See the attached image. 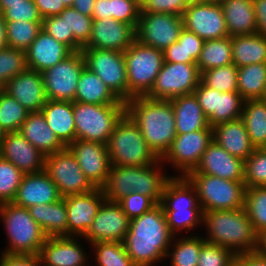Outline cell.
Instances as JSON below:
<instances>
[{
	"label": "cell",
	"instance_id": "db71d44e",
	"mask_svg": "<svg viewBox=\"0 0 266 266\" xmlns=\"http://www.w3.org/2000/svg\"><path fill=\"white\" fill-rule=\"evenodd\" d=\"M118 203L130 220L141 216L158 205L152 198L136 192L123 197Z\"/></svg>",
	"mask_w": 266,
	"mask_h": 266
},
{
	"label": "cell",
	"instance_id": "277c9868",
	"mask_svg": "<svg viewBox=\"0 0 266 266\" xmlns=\"http://www.w3.org/2000/svg\"><path fill=\"white\" fill-rule=\"evenodd\" d=\"M160 205L174 236L201 234L203 210L194 186L185 176H172L166 182Z\"/></svg>",
	"mask_w": 266,
	"mask_h": 266
},
{
	"label": "cell",
	"instance_id": "8fae6325",
	"mask_svg": "<svg viewBox=\"0 0 266 266\" xmlns=\"http://www.w3.org/2000/svg\"><path fill=\"white\" fill-rule=\"evenodd\" d=\"M85 67L99 76L121 101H128V81L123 52L82 48Z\"/></svg>",
	"mask_w": 266,
	"mask_h": 266
},
{
	"label": "cell",
	"instance_id": "4fadbf2b",
	"mask_svg": "<svg viewBox=\"0 0 266 266\" xmlns=\"http://www.w3.org/2000/svg\"><path fill=\"white\" fill-rule=\"evenodd\" d=\"M201 81L197 64L164 62L151 91L146 97L171 100L192 94Z\"/></svg>",
	"mask_w": 266,
	"mask_h": 266
},
{
	"label": "cell",
	"instance_id": "60d3db41",
	"mask_svg": "<svg viewBox=\"0 0 266 266\" xmlns=\"http://www.w3.org/2000/svg\"><path fill=\"white\" fill-rule=\"evenodd\" d=\"M136 166L111 165L108 180L102 187L106 200L118 202L135 192Z\"/></svg>",
	"mask_w": 266,
	"mask_h": 266
},
{
	"label": "cell",
	"instance_id": "836d02e7",
	"mask_svg": "<svg viewBox=\"0 0 266 266\" xmlns=\"http://www.w3.org/2000/svg\"><path fill=\"white\" fill-rule=\"evenodd\" d=\"M74 101L95 105L126 104L113 94L99 76L86 67L82 70L76 86Z\"/></svg>",
	"mask_w": 266,
	"mask_h": 266
},
{
	"label": "cell",
	"instance_id": "4dcf8cb0",
	"mask_svg": "<svg viewBox=\"0 0 266 266\" xmlns=\"http://www.w3.org/2000/svg\"><path fill=\"white\" fill-rule=\"evenodd\" d=\"M170 102L174 111L177 134L192 133L209 127L207 117L194 93L175 97Z\"/></svg>",
	"mask_w": 266,
	"mask_h": 266
},
{
	"label": "cell",
	"instance_id": "9f6ffc18",
	"mask_svg": "<svg viewBox=\"0 0 266 266\" xmlns=\"http://www.w3.org/2000/svg\"><path fill=\"white\" fill-rule=\"evenodd\" d=\"M42 30L74 52V37L73 34H68L65 18H61L59 15L44 18Z\"/></svg>",
	"mask_w": 266,
	"mask_h": 266
},
{
	"label": "cell",
	"instance_id": "94428289",
	"mask_svg": "<svg viewBox=\"0 0 266 266\" xmlns=\"http://www.w3.org/2000/svg\"><path fill=\"white\" fill-rule=\"evenodd\" d=\"M42 18L59 15L66 8L62 0H33Z\"/></svg>",
	"mask_w": 266,
	"mask_h": 266
},
{
	"label": "cell",
	"instance_id": "bcb514c9",
	"mask_svg": "<svg viewBox=\"0 0 266 266\" xmlns=\"http://www.w3.org/2000/svg\"><path fill=\"white\" fill-rule=\"evenodd\" d=\"M244 209L259 235L266 230V187L245 190Z\"/></svg>",
	"mask_w": 266,
	"mask_h": 266
},
{
	"label": "cell",
	"instance_id": "e575fe53",
	"mask_svg": "<svg viewBox=\"0 0 266 266\" xmlns=\"http://www.w3.org/2000/svg\"><path fill=\"white\" fill-rule=\"evenodd\" d=\"M171 177L161 158L149 166H136L135 192L146 195L160 204L165 184Z\"/></svg>",
	"mask_w": 266,
	"mask_h": 266
},
{
	"label": "cell",
	"instance_id": "f35d334b",
	"mask_svg": "<svg viewBox=\"0 0 266 266\" xmlns=\"http://www.w3.org/2000/svg\"><path fill=\"white\" fill-rule=\"evenodd\" d=\"M266 86V63L238 68L237 91L244 100L262 99Z\"/></svg>",
	"mask_w": 266,
	"mask_h": 266
},
{
	"label": "cell",
	"instance_id": "ba28073f",
	"mask_svg": "<svg viewBox=\"0 0 266 266\" xmlns=\"http://www.w3.org/2000/svg\"><path fill=\"white\" fill-rule=\"evenodd\" d=\"M76 140L107 143L116 123L126 113V104L95 105L73 102Z\"/></svg>",
	"mask_w": 266,
	"mask_h": 266
},
{
	"label": "cell",
	"instance_id": "1f68e13d",
	"mask_svg": "<svg viewBox=\"0 0 266 266\" xmlns=\"http://www.w3.org/2000/svg\"><path fill=\"white\" fill-rule=\"evenodd\" d=\"M221 6L230 37L257 33L253 0H226Z\"/></svg>",
	"mask_w": 266,
	"mask_h": 266
},
{
	"label": "cell",
	"instance_id": "3957f363",
	"mask_svg": "<svg viewBox=\"0 0 266 266\" xmlns=\"http://www.w3.org/2000/svg\"><path fill=\"white\" fill-rule=\"evenodd\" d=\"M203 239L230 249L236 256L255 252L258 234L244 208L203 212Z\"/></svg>",
	"mask_w": 266,
	"mask_h": 266
},
{
	"label": "cell",
	"instance_id": "9a60e30c",
	"mask_svg": "<svg viewBox=\"0 0 266 266\" xmlns=\"http://www.w3.org/2000/svg\"><path fill=\"white\" fill-rule=\"evenodd\" d=\"M184 28L182 16L168 13L140 12L136 40L164 51L179 38Z\"/></svg>",
	"mask_w": 266,
	"mask_h": 266
},
{
	"label": "cell",
	"instance_id": "74e56055",
	"mask_svg": "<svg viewBox=\"0 0 266 266\" xmlns=\"http://www.w3.org/2000/svg\"><path fill=\"white\" fill-rule=\"evenodd\" d=\"M241 119L255 148L266 147V101L245 100Z\"/></svg>",
	"mask_w": 266,
	"mask_h": 266
},
{
	"label": "cell",
	"instance_id": "89a4df30",
	"mask_svg": "<svg viewBox=\"0 0 266 266\" xmlns=\"http://www.w3.org/2000/svg\"><path fill=\"white\" fill-rule=\"evenodd\" d=\"M256 251L261 256L266 257V230L258 235V248Z\"/></svg>",
	"mask_w": 266,
	"mask_h": 266
},
{
	"label": "cell",
	"instance_id": "9c48e42d",
	"mask_svg": "<svg viewBox=\"0 0 266 266\" xmlns=\"http://www.w3.org/2000/svg\"><path fill=\"white\" fill-rule=\"evenodd\" d=\"M203 212L244 208L245 184L207 174H187Z\"/></svg>",
	"mask_w": 266,
	"mask_h": 266
},
{
	"label": "cell",
	"instance_id": "30bf717a",
	"mask_svg": "<svg viewBox=\"0 0 266 266\" xmlns=\"http://www.w3.org/2000/svg\"><path fill=\"white\" fill-rule=\"evenodd\" d=\"M213 141V128L177 134L171 147L161 158L171 176H186L198 166L202 154Z\"/></svg>",
	"mask_w": 266,
	"mask_h": 266
},
{
	"label": "cell",
	"instance_id": "f6af8a7d",
	"mask_svg": "<svg viewBox=\"0 0 266 266\" xmlns=\"http://www.w3.org/2000/svg\"><path fill=\"white\" fill-rule=\"evenodd\" d=\"M15 98L0 88V126L7 132H18L29 115Z\"/></svg>",
	"mask_w": 266,
	"mask_h": 266
},
{
	"label": "cell",
	"instance_id": "484cf974",
	"mask_svg": "<svg viewBox=\"0 0 266 266\" xmlns=\"http://www.w3.org/2000/svg\"><path fill=\"white\" fill-rule=\"evenodd\" d=\"M62 198L55 183L42 170L37 173L24 174L12 202L20 207L29 208L37 204H50Z\"/></svg>",
	"mask_w": 266,
	"mask_h": 266
},
{
	"label": "cell",
	"instance_id": "6125c7cd",
	"mask_svg": "<svg viewBox=\"0 0 266 266\" xmlns=\"http://www.w3.org/2000/svg\"><path fill=\"white\" fill-rule=\"evenodd\" d=\"M164 62L186 63V50L178 41L172 43L163 51Z\"/></svg>",
	"mask_w": 266,
	"mask_h": 266
},
{
	"label": "cell",
	"instance_id": "003e7915",
	"mask_svg": "<svg viewBox=\"0 0 266 266\" xmlns=\"http://www.w3.org/2000/svg\"><path fill=\"white\" fill-rule=\"evenodd\" d=\"M96 0H74L72 7L81 14L92 17Z\"/></svg>",
	"mask_w": 266,
	"mask_h": 266
},
{
	"label": "cell",
	"instance_id": "4316f807",
	"mask_svg": "<svg viewBox=\"0 0 266 266\" xmlns=\"http://www.w3.org/2000/svg\"><path fill=\"white\" fill-rule=\"evenodd\" d=\"M72 53L73 51L68 46L41 30L26 50L27 67L42 73Z\"/></svg>",
	"mask_w": 266,
	"mask_h": 266
},
{
	"label": "cell",
	"instance_id": "7dc6e473",
	"mask_svg": "<svg viewBox=\"0 0 266 266\" xmlns=\"http://www.w3.org/2000/svg\"><path fill=\"white\" fill-rule=\"evenodd\" d=\"M238 68L234 64L212 68L201 73V81L220 92L237 91Z\"/></svg>",
	"mask_w": 266,
	"mask_h": 266
},
{
	"label": "cell",
	"instance_id": "e7e4bbea",
	"mask_svg": "<svg viewBox=\"0 0 266 266\" xmlns=\"http://www.w3.org/2000/svg\"><path fill=\"white\" fill-rule=\"evenodd\" d=\"M257 33L266 37V0H253Z\"/></svg>",
	"mask_w": 266,
	"mask_h": 266
},
{
	"label": "cell",
	"instance_id": "5bb4252c",
	"mask_svg": "<svg viewBox=\"0 0 266 266\" xmlns=\"http://www.w3.org/2000/svg\"><path fill=\"white\" fill-rule=\"evenodd\" d=\"M84 68L83 55L77 51L43 71L41 75L47 99L74 102L76 86Z\"/></svg>",
	"mask_w": 266,
	"mask_h": 266
},
{
	"label": "cell",
	"instance_id": "7402d4cb",
	"mask_svg": "<svg viewBox=\"0 0 266 266\" xmlns=\"http://www.w3.org/2000/svg\"><path fill=\"white\" fill-rule=\"evenodd\" d=\"M136 40V28L113 18L94 20L91 36L83 48L124 52Z\"/></svg>",
	"mask_w": 266,
	"mask_h": 266
},
{
	"label": "cell",
	"instance_id": "34e18365",
	"mask_svg": "<svg viewBox=\"0 0 266 266\" xmlns=\"http://www.w3.org/2000/svg\"><path fill=\"white\" fill-rule=\"evenodd\" d=\"M202 1L221 4L223 1H226V0H202Z\"/></svg>",
	"mask_w": 266,
	"mask_h": 266
},
{
	"label": "cell",
	"instance_id": "f907efd6",
	"mask_svg": "<svg viewBox=\"0 0 266 266\" xmlns=\"http://www.w3.org/2000/svg\"><path fill=\"white\" fill-rule=\"evenodd\" d=\"M23 176L18 168L0 156V204L15 199Z\"/></svg>",
	"mask_w": 266,
	"mask_h": 266
},
{
	"label": "cell",
	"instance_id": "11a10c76",
	"mask_svg": "<svg viewBox=\"0 0 266 266\" xmlns=\"http://www.w3.org/2000/svg\"><path fill=\"white\" fill-rule=\"evenodd\" d=\"M141 12L139 0H111L112 18L137 28Z\"/></svg>",
	"mask_w": 266,
	"mask_h": 266
},
{
	"label": "cell",
	"instance_id": "03108f58",
	"mask_svg": "<svg viewBox=\"0 0 266 266\" xmlns=\"http://www.w3.org/2000/svg\"><path fill=\"white\" fill-rule=\"evenodd\" d=\"M92 17L94 20L112 18L111 0H96L94 3Z\"/></svg>",
	"mask_w": 266,
	"mask_h": 266
},
{
	"label": "cell",
	"instance_id": "8992f818",
	"mask_svg": "<svg viewBox=\"0 0 266 266\" xmlns=\"http://www.w3.org/2000/svg\"><path fill=\"white\" fill-rule=\"evenodd\" d=\"M111 165L149 166L160 158L147 145L137 124L125 113L106 143Z\"/></svg>",
	"mask_w": 266,
	"mask_h": 266
},
{
	"label": "cell",
	"instance_id": "8c879c8a",
	"mask_svg": "<svg viewBox=\"0 0 266 266\" xmlns=\"http://www.w3.org/2000/svg\"><path fill=\"white\" fill-rule=\"evenodd\" d=\"M66 7H72L74 0H62Z\"/></svg>",
	"mask_w": 266,
	"mask_h": 266
},
{
	"label": "cell",
	"instance_id": "2644e50d",
	"mask_svg": "<svg viewBox=\"0 0 266 266\" xmlns=\"http://www.w3.org/2000/svg\"><path fill=\"white\" fill-rule=\"evenodd\" d=\"M6 136V132L4 131V129L0 126V148L2 146V143L4 141V138Z\"/></svg>",
	"mask_w": 266,
	"mask_h": 266
},
{
	"label": "cell",
	"instance_id": "d590c367",
	"mask_svg": "<svg viewBox=\"0 0 266 266\" xmlns=\"http://www.w3.org/2000/svg\"><path fill=\"white\" fill-rule=\"evenodd\" d=\"M233 64L240 68L266 63V37L258 33L231 37Z\"/></svg>",
	"mask_w": 266,
	"mask_h": 266
},
{
	"label": "cell",
	"instance_id": "ab89813d",
	"mask_svg": "<svg viewBox=\"0 0 266 266\" xmlns=\"http://www.w3.org/2000/svg\"><path fill=\"white\" fill-rule=\"evenodd\" d=\"M196 64L200 73L233 64L231 37L206 40Z\"/></svg>",
	"mask_w": 266,
	"mask_h": 266
},
{
	"label": "cell",
	"instance_id": "f1b7e54d",
	"mask_svg": "<svg viewBox=\"0 0 266 266\" xmlns=\"http://www.w3.org/2000/svg\"><path fill=\"white\" fill-rule=\"evenodd\" d=\"M18 132L45 157L66 148L47 125L41 111L30 112Z\"/></svg>",
	"mask_w": 266,
	"mask_h": 266
},
{
	"label": "cell",
	"instance_id": "11e5206c",
	"mask_svg": "<svg viewBox=\"0 0 266 266\" xmlns=\"http://www.w3.org/2000/svg\"><path fill=\"white\" fill-rule=\"evenodd\" d=\"M200 1H202V0H183V2H184L186 5H188V4H192V3H194V2H200Z\"/></svg>",
	"mask_w": 266,
	"mask_h": 266
},
{
	"label": "cell",
	"instance_id": "d6a6232c",
	"mask_svg": "<svg viewBox=\"0 0 266 266\" xmlns=\"http://www.w3.org/2000/svg\"><path fill=\"white\" fill-rule=\"evenodd\" d=\"M47 237L67 236L65 199L50 204H37L27 208Z\"/></svg>",
	"mask_w": 266,
	"mask_h": 266
},
{
	"label": "cell",
	"instance_id": "a7ac6f4b",
	"mask_svg": "<svg viewBox=\"0 0 266 266\" xmlns=\"http://www.w3.org/2000/svg\"><path fill=\"white\" fill-rule=\"evenodd\" d=\"M6 21L2 13H0V50L8 46Z\"/></svg>",
	"mask_w": 266,
	"mask_h": 266
},
{
	"label": "cell",
	"instance_id": "6f0895ef",
	"mask_svg": "<svg viewBox=\"0 0 266 266\" xmlns=\"http://www.w3.org/2000/svg\"><path fill=\"white\" fill-rule=\"evenodd\" d=\"M186 4L183 0H143L141 12L168 13L182 16Z\"/></svg>",
	"mask_w": 266,
	"mask_h": 266
},
{
	"label": "cell",
	"instance_id": "8d00e7d4",
	"mask_svg": "<svg viewBox=\"0 0 266 266\" xmlns=\"http://www.w3.org/2000/svg\"><path fill=\"white\" fill-rule=\"evenodd\" d=\"M204 242L201 234L174 236L164 265L197 266L200 249Z\"/></svg>",
	"mask_w": 266,
	"mask_h": 266
},
{
	"label": "cell",
	"instance_id": "d4e9b609",
	"mask_svg": "<svg viewBox=\"0 0 266 266\" xmlns=\"http://www.w3.org/2000/svg\"><path fill=\"white\" fill-rule=\"evenodd\" d=\"M0 156L11 162L23 174L44 170L45 156L19 132H7L0 148Z\"/></svg>",
	"mask_w": 266,
	"mask_h": 266
},
{
	"label": "cell",
	"instance_id": "91938a15",
	"mask_svg": "<svg viewBox=\"0 0 266 266\" xmlns=\"http://www.w3.org/2000/svg\"><path fill=\"white\" fill-rule=\"evenodd\" d=\"M0 266H42L39 254H5L0 252Z\"/></svg>",
	"mask_w": 266,
	"mask_h": 266
},
{
	"label": "cell",
	"instance_id": "6da1fadb",
	"mask_svg": "<svg viewBox=\"0 0 266 266\" xmlns=\"http://www.w3.org/2000/svg\"><path fill=\"white\" fill-rule=\"evenodd\" d=\"M174 235L160 204L130 220L123 240L126 253L136 266H164Z\"/></svg>",
	"mask_w": 266,
	"mask_h": 266
},
{
	"label": "cell",
	"instance_id": "2e32d148",
	"mask_svg": "<svg viewBox=\"0 0 266 266\" xmlns=\"http://www.w3.org/2000/svg\"><path fill=\"white\" fill-rule=\"evenodd\" d=\"M39 256L42 266H90V244L79 236L47 237Z\"/></svg>",
	"mask_w": 266,
	"mask_h": 266
},
{
	"label": "cell",
	"instance_id": "680465c9",
	"mask_svg": "<svg viewBox=\"0 0 266 266\" xmlns=\"http://www.w3.org/2000/svg\"><path fill=\"white\" fill-rule=\"evenodd\" d=\"M177 41L186 50V64H196L205 41L186 28L182 29Z\"/></svg>",
	"mask_w": 266,
	"mask_h": 266
},
{
	"label": "cell",
	"instance_id": "681fc988",
	"mask_svg": "<svg viewBox=\"0 0 266 266\" xmlns=\"http://www.w3.org/2000/svg\"><path fill=\"white\" fill-rule=\"evenodd\" d=\"M246 188L266 187V148H256L244 161Z\"/></svg>",
	"mask_w": 266,
	"mask_h": 266
},
{
	"label": "cell",
	"instance_id": "be15d7a7",
	"mask_svg": "<svg viewBox=\"0 0 266 266\" xmlns=\"http://www.w3.org/2000/svg\"><path fill=\"white\" fill-rule=\"evenodd\" d=\"M235 266H266V257L257 251L236 256Z\"/></svg>",
	"mask_w": 266,
	"mask_h": 266
},
{
	"label": "cell",
	"instance_id": "753ad0ef",
	"mask_svg": "<svg viewBox=\"0 0 266 266\" xmlns=\"http://www.w3.org/2000/svg\"><path fill=\"white\" fill-rule=\"evenodd\" d=\"M16 2H24V0H0V3H16Z\"/></svg>",
	"mask_w": 266,
	"mask_h": 266
},
{
	"label": "cell",
	"instance_id": "f546056e",
	"mask_svg": "<svg viewBox=\"0 0 266 266\" xmlns=\"http://www.w3.org/2000/svg\"><path fill=\"white\" fill-rule=\"evenodd\" d=\"M41 112L47 125L66 147L76 140L73 102L48 100Z\"/></svg>",
	"mask_w": 266,
	"mask_h": 266
},
{
	"label": "cell",
	"instance_id": "7c38bea8",
	"mask_svg": "<svg viewBox=\"0 0 266 266\" xmlns=\"http://www.w3.org/2000/svg\"><path fill=\"white\" fill-rule=\"evenodd\" d=\"M44 171L55 183L62 197L85 194L96 187L80 169L68 147L44 158Z\"/></svg>",
	"mask_w": 266,
	"mask_h": 266
},
{
	"label": "cell",
	"instance_id": "cb8c5ba5",
	"mask_svg": "<svg viewBox=\"0 0 266 266\" xmlns=\"http://www.w3.org/2000/svg\"><path fill=\"white\" fill-rule=\"evenodd\" d=\"M2 89L29 112H39L48 101L41 72L27 68L10 79Z\"/></svg>",
	"mask_w": 266,
	"mask_h": 266
},
{
	"label": "cell",
	"instance_id": "b9f144b4",
	"mask_svg": "<svg viewBox=\"0 0 266 266\" xmlns=\"http://www.w3.org/2000/svg\"><path fill=\"white\" fill-rule=\"evenodd\" d=\"M90 266H136L123 242H96L90 245Z\"/></svg>",
	"mask_w": 266,
	"mask_h": 266
},
{
	"label": "cell",
	"instance_id": "603a6c76",
	"mask_svg": "<svg viewBox=\"0 0 266 266\" xmlns=\"http://www.w3.org/2000/svg\"><path fill=\"white\" fill-rule=\"evenodd\" d=\"M188 174H207L234 182H244V161L229 154L213 140L202 154L198 166Z\"/></svg>",
	"mask_w": 266,
	"mask_h": 266
},
{
	"label": "cell",
	"instance_id": "83f0119b",
	"mask_svg": "<svg viewBox=\"0 0 266 266\" xmlns=\"http://www.w3.org/2000/svg\"><path fill=\"white\" fill-rule=\"evenodd\" d=\"M213 128V140L229 154L245 161L256 149L241 118L223 122Z\"/></svg>",
	"mask_w": 266,
	"mask_h": 266
},
{
	"label": "cell",
	"instance_id": "f5cc1de1",
	"mask_svg": "<svg viewBox=\"0 0 266 266\" xmlns=\"http://www.w3.org/2000/svg\"><path fill=\"white\" fill-rule=\"evenodd\" d=\"M236 255L225 247L204 242L197 266H235Z\"/></svg>",
	"mask_w": 266,
	"mask_h": 266
},
{
	"label": "cell",
	"instance_id": "816d5d0a",
	"mask_svg": "<svg viewBox=\"0 0 266 266\" xmlns=\"http://www.w3.org/2000/svg\"><path fill=\"white\" fill-rule=\"evenodd\" d=\"M0 13L3 14L5 21H43L38 7L33 0H24V2L16 3H0Z\"/></svg>",
	"mask_w": 266,
	"mask_h": 266
},
{
	"label": "cell",
	"instance_id": "7bdbcfd3",
	"mask_svg": "<svg viewBox=\"0 0 266 266\" xmlns=\"http://www.w3.org/2000/svg\"><path fill=\"white\" fill-rule=\"evenodd\" d=\"M59 16L65 18L68 34H73L74 52L81 51L90 39L93 17L81 14L73 7H66Z\"/></svg>",
	"mask_w": 266,
	"mask_h": 266
},
{
	"label": "cell",
	"instance_id": "d6986e66",
	"mask_svg": "<svg viewBox=\"0 0 266 266\" xmlns=\"http://www.w3.org/2000/svg\"><path fill=\"white\" fill-rule=\"evenodd\" d=\"M130 227V219L118 202L104 200L83 238L91 245L96 242H123Z\"/></svg>",
	"mask_w": 266,
	"mask_h": 266
},
{
	"label": "cell",
	"instance_id": "5b68a950",
	"mask_svg": "<svg viewBox=\"0 0 266 266\" xmlns=\"http://www.w3.org/2000/svg\"><path fill=\"white\" fill-rule=\"evenodd\" d=\"M0 227L6 236L0 252L5 254H39L47 238L29 210L13 202L0 204Z\"/></svg>",
	"mask_w": 266,
	"mask_h": 266
},
{
	"label": "cell",
	"instance_id": "2a66077c",
	"mask_svg": "<svg viewBox=\"0 0 266 266\" xmlns=\"http://www.w3.org/2000/svg\"><path fill=\"white\" fill-rule=\"evenodd\" d=\"M262 99H263L264 101H266V86H265V91H264V94H263V96H262Z\"/></svg>",
	"mask_w": 266,
	"mask_h": 266
},
{
	"label": "cell",
	"instance_id": "44dd1931",
	"mask_svg": "<svg viewBox=\"0 0 266 266\" xmlns=\"http://www.w3.org/2000/svg\"><path fill=\"white\" fill-rule=\"evenodd\" d=\"M65 199L67 236L83 237L92 226L99 207L105 200L102 188L85 194L69 195Z\"/></svg>",
	"mask_w": 266,
	"mask_h": 266
},
{
	"label": "cell",
	"instance_id": "c3c4849f",
	"mask_svg": "<svg viewBox=\"0 0 266 266\" xmlns=\"http://www.w3.org/2000/svg\"><path fill=\"white\" fill-rule=\"evenodd\" d=\"M27 68L26 51L9 46L0 50V88Z\"/></svg>",
	"mask_w": 266,
	"mask_h": 266
},
{
	"label": "cell",
	"instance_id": "52a82bcc",
	"mask_svg": "<svg viewBox=\"0 0 266 266\" xmlns=\"http://www.w3.org/2000/svg\"><path fill=\"white\" fill-rule=\"evenodd\" d=\"M128 81V100L146 96L164 63L163 51L135 40L124 52Z\"/></svg>",
	"mask_w": 266,
	"mask_h": 266
},
{
	"label": "cell",
	"instance_id": "ee69618b",
	"mask_svg": "<svg viewBox=\"0 0 266 266\" xmlns=\"http://www.w3.org/2000/svg\"><path fill=\"white\" fill-rule=\"evenodd\" d=\"M9 47L26 51L42 30V22L6 21Z\"/></svg>",
	"mask_w": 266,
	"mask_h": 266
},
{
	"label": "cell",
	"instance_id": "7a4b0ae2",
	"mask_svg": "<svg viewBox=\"0 0 266 266\" xmlns=\"http://www.w3.org/2000/svg\"><path fill=\"white\" fill-rule=\"evenodd\" d=\"M126 113L141 130L147 145L162 158L177 135L170 100H154L146 96L133 97L126 102Z\"/></svg>",
	"mask_w": 266,
	"mask_h": 266
},
{
	"label": "cell",
	"instance_id": "e0dca14e",
	"mask_svg": "<svg viewBox=\"0 0 266 266\" xmlns=\"http://www.w3.org/2000/svg\"><path fill=\"white\" fill-rule=\"evenodd\" d=\"M193 93L210 127L241 118L245 100L238 91L220 92L200 81Z\"/></svg>",
	"mask_w": 266,
	"mask_h": 266
},
{
	"label": "cell",
	"instance_id": "ffe728a7",
	"mask_svg": "<svg viewBox=\"0 0 266 266\" xmlns=\"http://www.w3.org/2000/svg\"><path fill=\"white\" fill-rule=\"evenodd\" d=\"M68 148L77 159L78 165L88 180L102 188L111 168V161L105 144L84 140H75Z\"/></svg>",
	"mask_w": 266,
	"mask_h": 266
},
{
	"label": "cell",
	"instance_id": "ac0fdd59",
	"mask_svg": "<svg viewBox=\"0 0 266 266\" xmlns=\"http://www.w3.org/2000/svg\"><path fill=\"white\" fill-rule=\"evenodd\" d=\"M183 26L204 41L229 36L221 4L194 2L182 14Z\"/></svg>",
	"mask_w": 266,
	"mask_h": 266
}]
</instances>
